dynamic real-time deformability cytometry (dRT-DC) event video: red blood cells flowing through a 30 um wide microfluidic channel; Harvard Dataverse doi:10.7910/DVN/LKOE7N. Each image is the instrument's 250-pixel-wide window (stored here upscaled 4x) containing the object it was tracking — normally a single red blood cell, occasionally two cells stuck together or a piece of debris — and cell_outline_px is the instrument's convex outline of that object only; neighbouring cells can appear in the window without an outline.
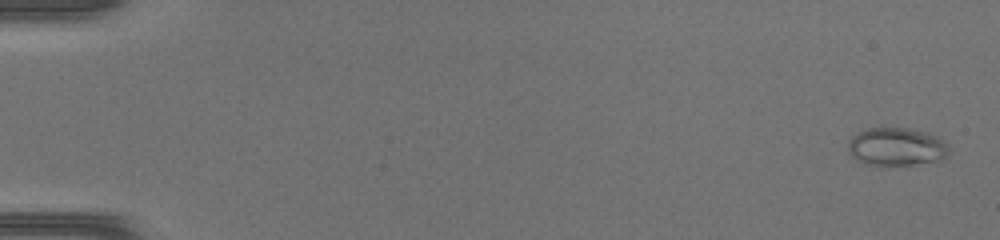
{"species": "common noctule bat (a hibernating species)", "species_latin": "Nyctalus noctula", "temperature_condition": "warm", "stored_images_in_passage": 50, "camera_frame_rate_fps": 3000, "um_per_image_px": 0.085, "animal": {"sex": "female", "body_mass_g": 17.0, "forearm_length_mm": 48.0}, "frame": {"image": 1, "passage_image": 2, "time_ms": 0.333, "image_size_px": [1000, 240], "cell_outline_px": [[948, 156], [940, 160], [912, 164], [864, 164], [852, 156], [848, 152], [848, 140], [852, 136], [868, 128], [908, 128], [928, 132], [944, 140], [948, 144]], "centroid_in_image_um": [76.21, 12.45], "position_along_channel_um": 8.8, "area_um2": 22.25}}
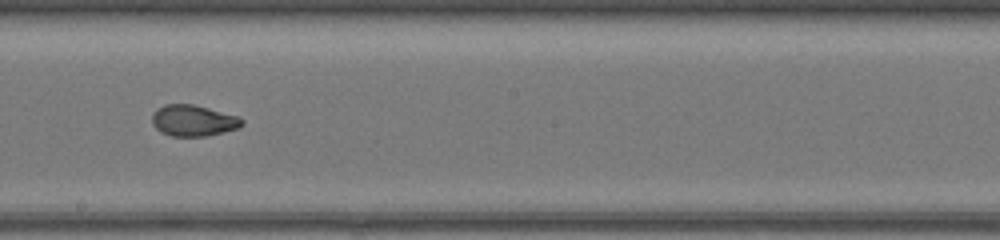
{"frame": {"image": 2, "passage_image": 30, "time_ms": 9.667, "image_size_px": [1000, 240], "cell_outline_px": [[244, 124], [240, 128], [224, 132], [204, 136], [172, 136], [160, 132], [152, 124], [152, 112], [156, 108], [164, 104], [192, 104], [240, 116], [244, 120]], "centroid_in_image_um": [16.44, 10.24], "position_along_channel_um": 231.8, "area_um2": 16.59}}
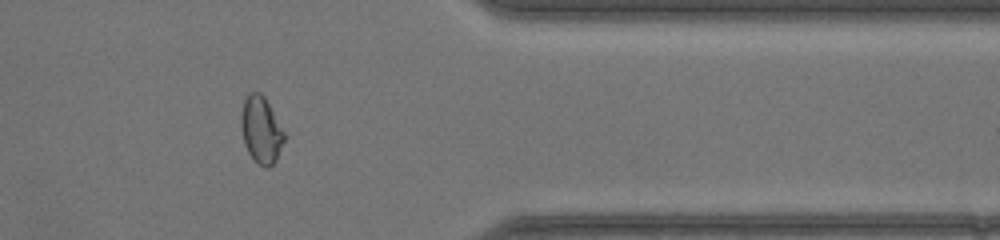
{"frame": {"image": 3, "passage_image": 42, "time_ms": 13.667, "image_size_px": [1000, 240], "cell_outline_px": [[284, 140], [276, 160], [268, 168], [264, 168], [248, 152], [244, 144], [240, 124], [240, 116], [244, 100], [248, 92], [260, 92], [264, 96], [284, 132]], "centroid_in_image_um": [22.17, 11.02], "position_along_channel_um": 389.2, "area_um2": 16.59}, "authors_computed_cell_mechanics": {"area_um2": 18.2359, "velocity_mm_per_s": 4.2746, "shape_relaxation_time_tau1_ms": null, "shape_relaxation_time_tau2_ms": 1.1217, "deformation_change_tau1": null, "deformation_change_tau2": 0.0539}}